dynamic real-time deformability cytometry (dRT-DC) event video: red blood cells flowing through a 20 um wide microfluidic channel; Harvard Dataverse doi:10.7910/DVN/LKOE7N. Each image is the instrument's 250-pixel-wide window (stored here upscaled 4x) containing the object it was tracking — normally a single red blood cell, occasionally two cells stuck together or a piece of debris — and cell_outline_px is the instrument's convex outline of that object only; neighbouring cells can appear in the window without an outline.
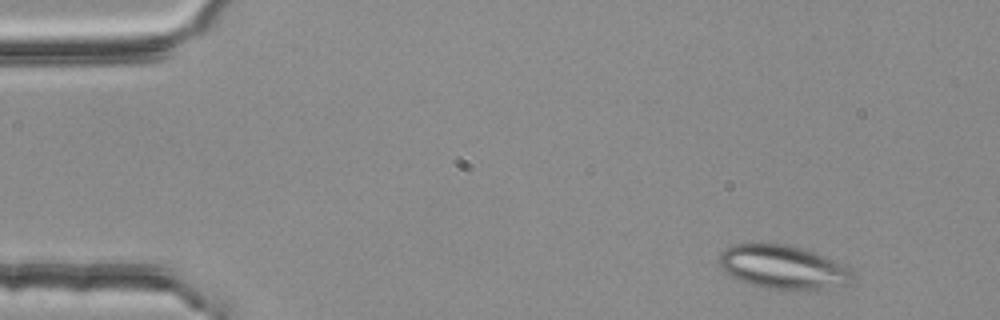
{"species": "common noctule bat (a hibernating species)", "species_latin": "Nyctalus noctula", "temperature_condition": "room temperature", "stored_images_in_passage": 2, "camera_frame_rate_fps": 3000, "um_per_image_px": 0.085, "animal": {"sex": "female", "body_mass_g": 25.1}, "frame": {"image": 1, "passage_image": 1, "time_ms": 0.0, "image_size_px": [1000, 320], "cell_outline_px": [[852, 276], [848, 284], [832, 292], [816, 292], [764, 288], [748, 284], [724, 272], [720, 268], [720, 252], [728, 244], [788, 244], [824, 256], [844, 264], [852, 268]], "centroid_in_image_um": [66.63, 22.76], "position_along_channel_um": 18.4, "area_um2": 35.08}}